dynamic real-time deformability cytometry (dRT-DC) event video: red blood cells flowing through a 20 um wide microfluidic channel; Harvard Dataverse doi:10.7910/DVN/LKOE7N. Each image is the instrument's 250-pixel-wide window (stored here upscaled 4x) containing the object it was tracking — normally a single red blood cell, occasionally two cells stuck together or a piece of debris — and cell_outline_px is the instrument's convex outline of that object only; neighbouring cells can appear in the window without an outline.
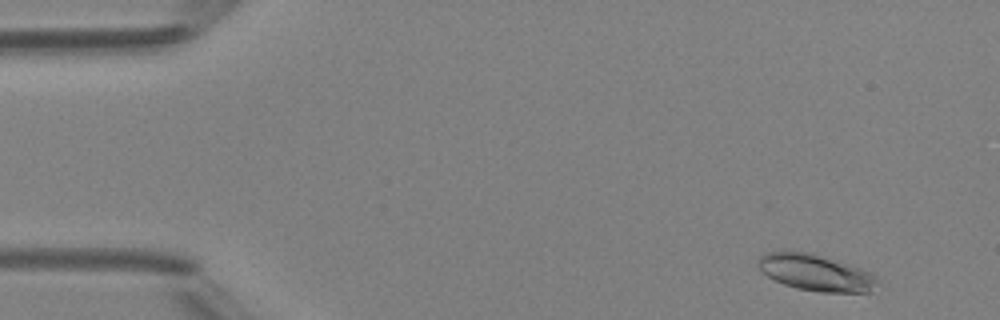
{"species": "Egyptian fruit bat (a non-hibernating species)", "species_latin": "Rousettus aegyptiacus", "temperature_condition": "room temperature", "stored_images_in_passage": 48, "camera_frame_rate_fps": 3000, "um_per_image_px": 0.085, "animal": {"sex": "female"}, "frame": {"image": 1, "passage_image": 3, "time_ms": 0.667, "image_size_px": [1000, 320], "cell_outline_px": [[880, 284], [872, 292], [820, 292], [796, 288], [784, 284], [768, 276], [756, 264], [756, 260], [764, 252], [784, 248], [808, 252], [848, 264], [860, 268], [876, 276], [880, 280]], "centroid_in_image_um": [69.3, 23.14], "position_along_channel_um": 15.7, "area_um2": 25.84}}
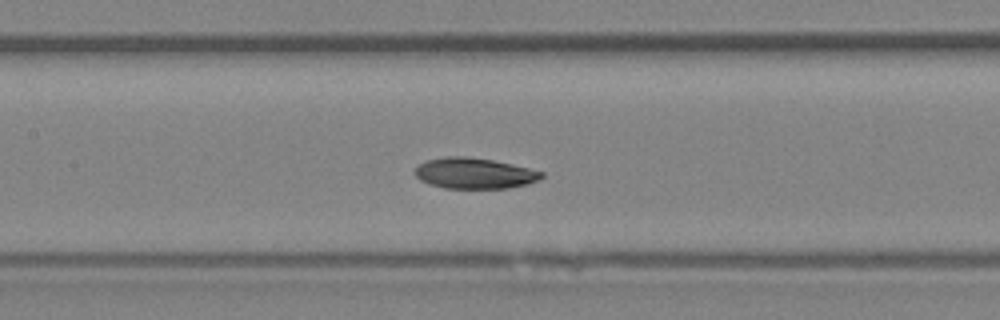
{"frame": {"image": 2, "passage_image": 22, "time_ms": 7.0, "image_size_px": [1000, 320], "cell_outline_px": [[544, 176], [540, 180], [528, 184], [508, 188], [444, 188], [428, 184], [420, 180], [412, 172], [420, 164], [428, 160], [448, 156], [464, 156], [492, 160], [512, 164], [544, 172]], "centroid_in_image_um": [40.33, 14.74], "position_along_channel_um": 167.1, "area_um2": 22.77}}
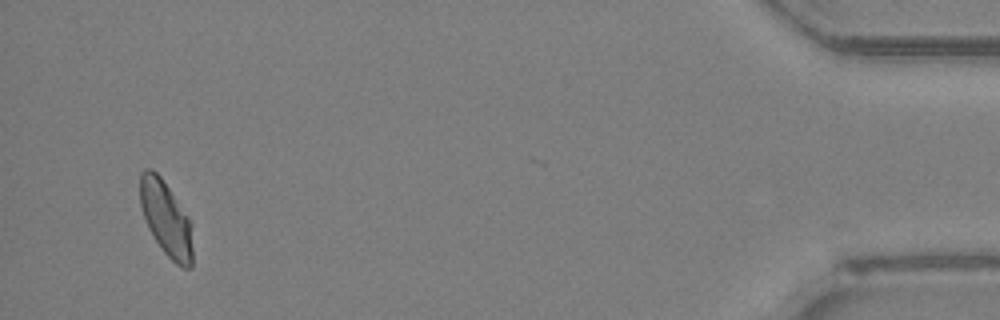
{"frame": {"image": 3, "passage_image": 46, "time_ms": 15.0, "image_size_px": [1000, 320], "cell_outline_px": [[192, 268], [180, 268], [164, 252], [148, 228], [140, 204], [140, 172], [144, 168], [152, 168], [160, 176], [192, 224]], "centroid_in_image_um": [14.11, 18.59], "position_along_channel_um": 421.1, "area_um2": 22.72}, "authors_computed_cell_mechanics": {"area_um2": 23.2356, "velocity_mm_per_s": 4.187, "shape_relaxation_time_tau1_ms": 6.0354, "shape_relaxation_time_tau2_ms": 3.6082, "deformation_change_tau1": 0.139, "deformation_change_tau2": 0.0715}}